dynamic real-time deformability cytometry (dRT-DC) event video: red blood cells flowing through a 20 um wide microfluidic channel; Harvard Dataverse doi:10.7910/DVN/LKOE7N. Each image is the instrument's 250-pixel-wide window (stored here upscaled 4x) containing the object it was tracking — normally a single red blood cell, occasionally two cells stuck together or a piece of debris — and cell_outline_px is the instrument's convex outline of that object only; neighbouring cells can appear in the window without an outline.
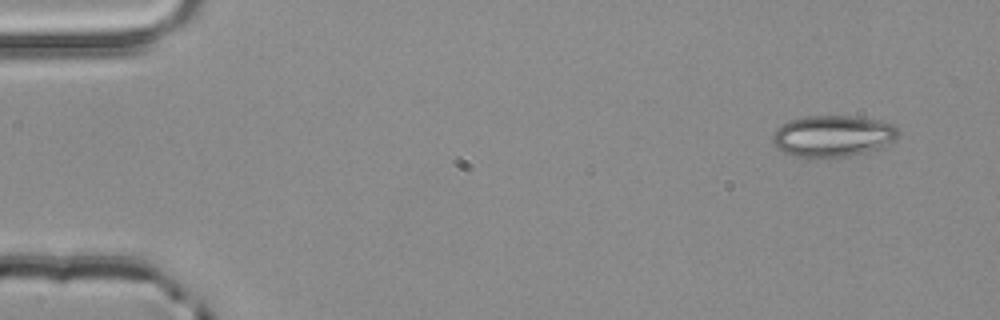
{"species": "common noctule bat (a hibernating species)", "species_latin": "Nyctalus noctula", "temperature_condition": "room temperature", "stored_images_in_passage": 3, "camera_frame_rate_fps": 3000, "um_per_image_px": 0.085, "animal": {"sex": "male", "body_mass_g": 20.4}, "frame": {"image": 1, "passage_image": 1, "time_ms": 0.0, "image_size_px": [1000, 320], "cell_outline_px": [[900, 132], [892, 140], [880, 148], [848, 156], [828, 160], [812, 160], [792, 156], [776, 148], [772, 140], [772, 136], [776, 128], [780, 124], [788, 120], [804, 116], [852, 116], [876, 120], [892, 124]], "centroid_in_image_um": [70.69, 11.6], "position_along_channel_um": 14.3, "area_um2": 31.04}}